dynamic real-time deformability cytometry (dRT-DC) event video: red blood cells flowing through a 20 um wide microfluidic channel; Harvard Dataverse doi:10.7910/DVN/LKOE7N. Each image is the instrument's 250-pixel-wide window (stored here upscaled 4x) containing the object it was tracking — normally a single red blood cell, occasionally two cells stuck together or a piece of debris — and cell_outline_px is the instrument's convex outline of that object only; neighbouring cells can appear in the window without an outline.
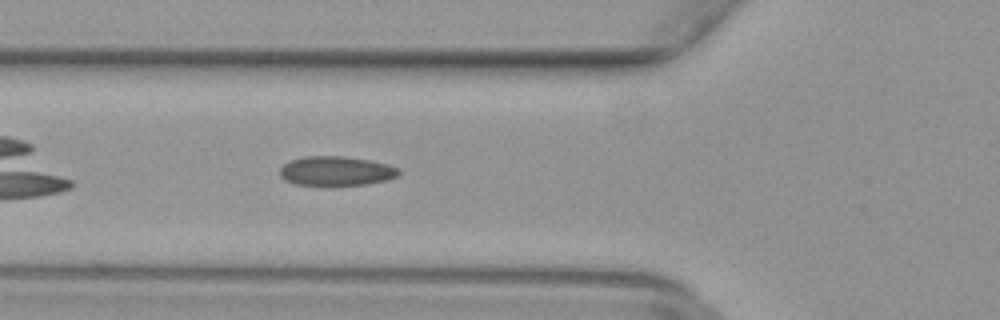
{"species": "common noctule bat (a hibernating species)", "species_latin": "Nyctalus noctula", "temperature_condition": "warm", "stored_images_in_passage": 36, "camera_frame_rate_fps": 3000, "um_per_image_px": 0.085, "animal": {"sex": "female", "body_mass_g": 29.2, "forearm_length_mm": 56.3}, "frame": {"image": 1, "passage_image": 4, "time_ms": 1.0, "image_size_px": [1000, 320], "cell_outline_px": [[400, 172], [396, 176], [384, 180], [364, 184], [296, 184], [284, 180], [280, 176], [280, 168], [284, 164], [292, 160], [308, 156], [340, 156], [368, 160], [388, 164], [396, 168]], "centroid_in_image_um": [28.53, 14.52], "position_along_channel_um": 97.3, "area_um2": 19.71}}
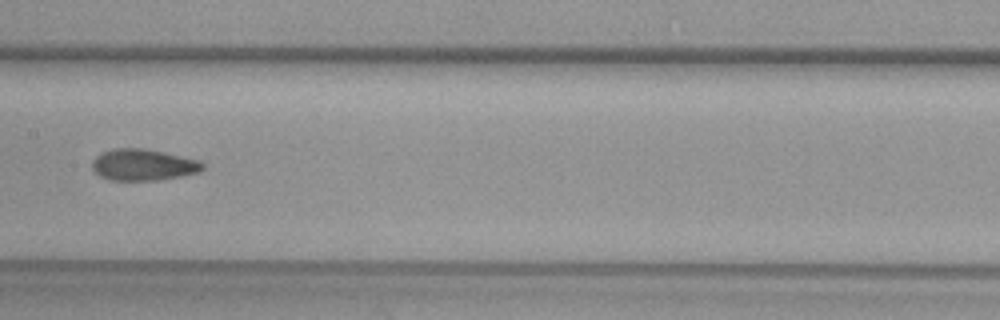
{"frame": {"image": 2, "passage_image": 11, "time_ms": 3.333, "image_size_px": [1000, 320], "cell_outline_px": [[204, 168], [200, 172], [180, 176], [156, 180], [112, 180], [100, 176], [92, 168], [92, 160], [96, 156], [112, 148], [140, 148], [164, 152], [200, 160], [204, 164]], "centroid_in_image_um": [12.18, 14.0], "position_along_channel_um": 195.2, "area_um2": 20.17}}
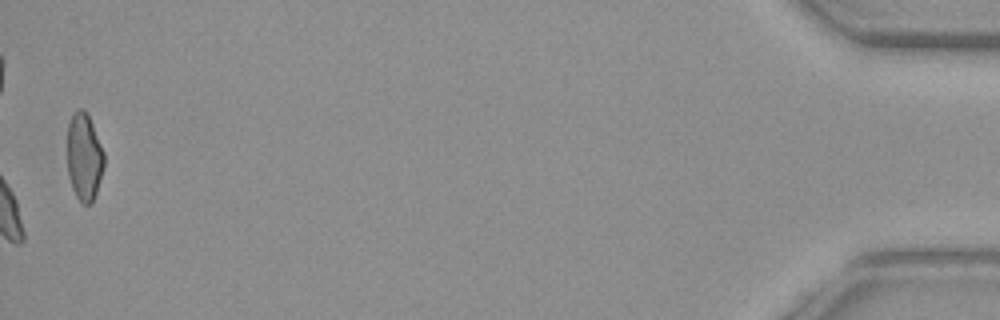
{"frame": {"image": 3, "passage_image": 35, "time_ms": 11.333, "image_size_px": [1000, 320], "cell_outline_px": [[104, 164], [96, 192], [92, 204], [84, 204], [76, 196], [72, 188], [68, 176], [68, 124], [72, 116], [80, 108], [88, 116], [92, 124], [104, 152]], "centroid_in_image_um": [7.15, 13.38], "position_along_channel_um": 428.0, "area_um2": 18.32}}